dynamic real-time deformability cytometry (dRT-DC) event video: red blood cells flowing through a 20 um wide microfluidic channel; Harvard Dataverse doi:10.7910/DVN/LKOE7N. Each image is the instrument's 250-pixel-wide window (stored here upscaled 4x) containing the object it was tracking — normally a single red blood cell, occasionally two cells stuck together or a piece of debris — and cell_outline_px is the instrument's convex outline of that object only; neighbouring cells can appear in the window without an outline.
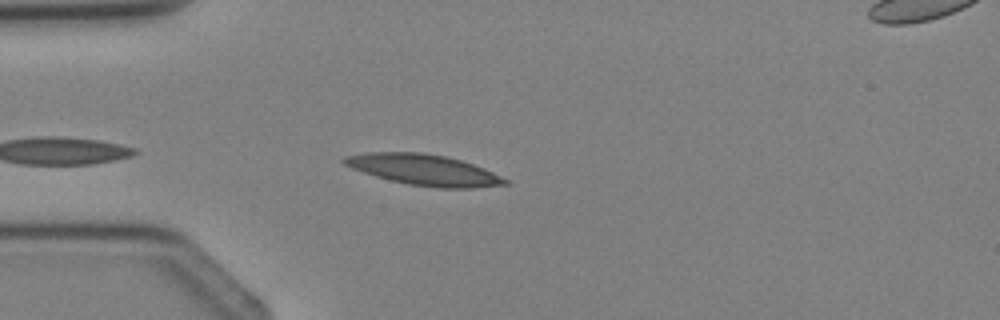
{"species": "Egyptian fruit bat (a non-hibernating species)", "species_latin": "Rousettus aegyptiacus", "temperature_condition": "cold", "stored_images_in_passage": 5, "segment_of_instrument_passage": [1, 2], "camera_frame_rate_fps": 3000, "um_per_image_px": 0.085, "animal": {"sex": "female"}, "frame": {"image": 1, "passage_image": 4, "time_ms": 3.333, "image_size_px": [1000, 320], "cell_outline_px": [[512, 184], [472, 188], [440, 188], [408, 184], [376, 176], [352, 168], [344, 164], [340, 160], [344, 156], [364, 152], [424, 152], [444, 156], [460, 160], [484, 168], [508, 180]], "centroid_in_image_um": [36.03, 14.43], "position_along_channel_um": 49.0, "area_um2": 28.84}}